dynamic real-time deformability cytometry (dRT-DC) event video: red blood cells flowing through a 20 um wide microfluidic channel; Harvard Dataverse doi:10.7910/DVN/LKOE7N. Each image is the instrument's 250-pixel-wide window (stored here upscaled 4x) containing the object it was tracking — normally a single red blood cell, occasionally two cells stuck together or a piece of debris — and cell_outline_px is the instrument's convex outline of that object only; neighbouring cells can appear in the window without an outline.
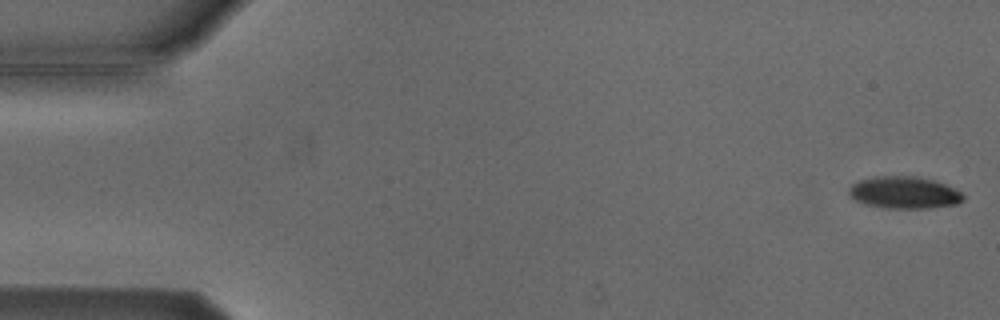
{"species": "Egyptian fruit bat (a non-hibernating species)", "species_latin": "Rousettus aegyptiacus", "temperature_condition": "cold", "stored_images_in_passage": 5, "camera_frame_rate_fps": 3000, "um_per_image_px": 0.085, "animal": {"sex": "male"}, "frame": {"image": 1, "passage_image": 1, "time_ms": 0.0, "image_size_px": [1000, 320], "cell_outline_px": [[964, 200], [956, 204], [932, 208], [884, 208], [864, 204], [856, 200], [848, 192], [848, 188], [852, 184], [860, 180], [876, 176], [912, 176], [932, 180], [944, 184], [960, 192], [964, 196]], "centroid_in_image_um": [76.84, 16.38], "position_along_channel_um": 8.2, "area_um2": 21.21}}